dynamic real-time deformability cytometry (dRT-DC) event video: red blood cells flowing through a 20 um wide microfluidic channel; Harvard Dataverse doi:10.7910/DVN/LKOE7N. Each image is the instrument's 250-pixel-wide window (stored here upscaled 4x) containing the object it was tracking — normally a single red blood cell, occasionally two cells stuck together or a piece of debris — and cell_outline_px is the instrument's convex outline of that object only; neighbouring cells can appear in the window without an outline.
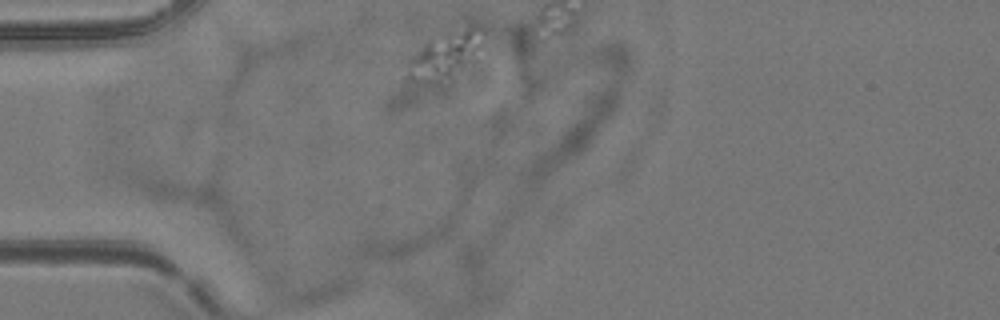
{"species": "common noctule bat (a hibernating species)", "species_latin": "Nyctalus noctula", "temperature_condition": "room temperature", "stored_images_in_passage": 10, "camera_frame_rate_fps": 3000, "um_per_image_px": 0.085, "animal": {"sex": "female", "body_mass_g": 24.6, "forearm_length_mm": 56.2}, "frame": {"image": 1, "passage_image": 2, "time_ms": 0.333, "image_size_px": [1000, 320], "cell_outline_px": [[484, 44], [476, 60], [472, 64], [436, 84], [424, 84], [412, 80], [404, 76], [408, 60], [436, 32], [468, 24], [472, 24], [480, 28], [484, 32]], "centroid_in_image_um": [37.88, 4.62], "position_along_channel_um": 47.1, "area_um2": 22.14}}